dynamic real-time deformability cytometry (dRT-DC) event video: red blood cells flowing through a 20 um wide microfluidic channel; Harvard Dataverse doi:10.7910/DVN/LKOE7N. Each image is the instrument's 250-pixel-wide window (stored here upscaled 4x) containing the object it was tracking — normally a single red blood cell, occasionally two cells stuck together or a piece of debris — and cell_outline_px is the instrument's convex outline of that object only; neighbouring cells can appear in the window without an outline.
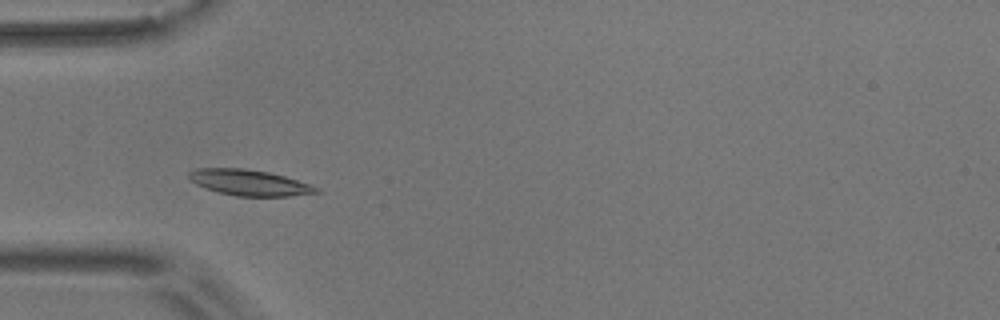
{"species": "common noctule bat (a hibernating species)", "species_latin": "Nyctalus noctula", "temperature_condition": "room temperature", "stored_images_in_passage": 58, "camera_frame_rate_fps": 3000, "um_per_image_px": 0.085, "animal": {"sex": "male", "body_mass_g": 17.9}, "frame": {"image": 1, "passage_image": 18, "time_ms": 5.667, "image_size_px": [1000, 320], "cell_outline_px": [[320, 192], [288, 196], [236, 196], [220, 192], [196, 184], [188, 180], [188, 172], [192, 168], [244, 168], [268, 172], [284, 176], [320, 188]], "centroid_in_image_um": [21.14, 15.51], "position_along_channel_um": 63.9, "area_um2": 19.07}}
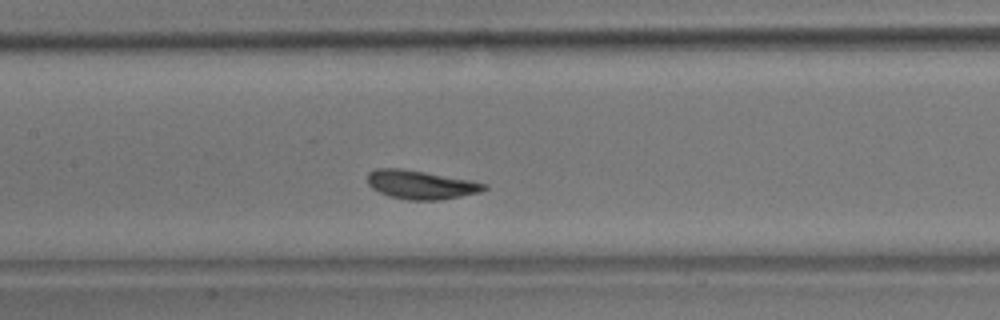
{"frame": {"image": 2, "passage_image": 28, "time_ms": 9.0, "image_size_px": [1000, 320], "cell_outline_px": [[488, 188], [480, 192], [440, 200], [408, 200], [388, 196], [372, 188], [368, 184], [368, 172], [376, 168], [400, 168], [472, 180], [488, 184]], "centroid_in_image_um": [35.78, 15.7], "position_along_channel_um": 171.6, "area_um2": 19.54}}
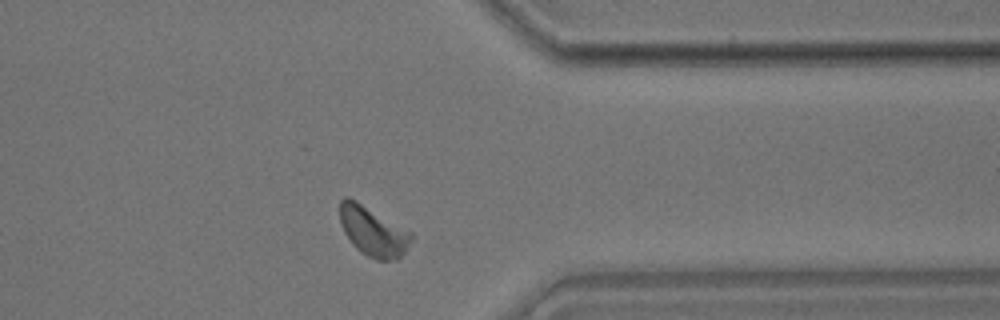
{"frame": {"image": 3, "passage_image": 47, "time_ms": 15.333, "image_size_px": [1000, 320], "cell_outline_px": [[412, 240], [404, 252], [396, 260], [376, 260], [360, 252], [352, 244], [344, 232], [340, 224], [340, 200], [344, 196], [348, 196], [356, 200], [412, 232]], "centroid_in_image_um": [31.69, 19.66], "position_along_channel_um": 379.7, "area_um2": 20.63}, "authors_computed_cell_mechanics": {"area_um2": 19.3341, "velocity_mm_per_s": 3.3973, "shape_relaxation_time_tau1_ms": 3.323, "shape_relaxation_time_tau2_ms": 0.5057, "deformation_change_tau1": 0.0542, "deformation_change_tau2": 0.0612}}